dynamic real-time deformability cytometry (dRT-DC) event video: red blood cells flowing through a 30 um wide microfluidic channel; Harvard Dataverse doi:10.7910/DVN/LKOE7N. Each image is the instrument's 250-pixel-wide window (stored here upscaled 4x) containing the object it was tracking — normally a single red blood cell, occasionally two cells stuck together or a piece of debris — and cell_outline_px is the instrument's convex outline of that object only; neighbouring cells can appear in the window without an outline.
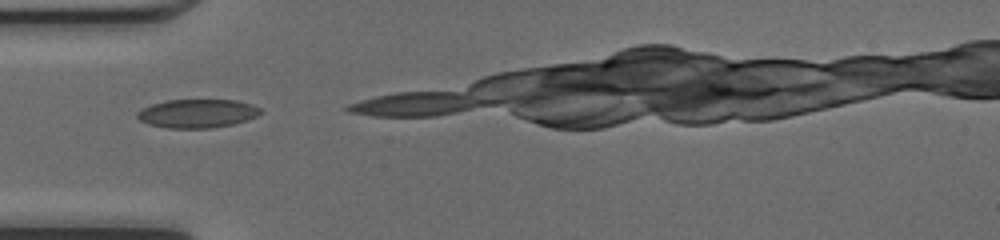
{"species": "common noctule bat (a hibernating species)", "species_latin": "Nyctalus noctula", "temperature_condition": "cold", "stored_images_in_passage": 3, "camera_frame_rate_fps": 3000, "um_per_image_px": 0.085, "animal": {"sex": "female", "body_mass_g": 17.0, "forearm_length_mm": 48.0}, "frame": {"image": 1, "passage_image": 1, "time_ms": 0.0, "image_size_px": [1000, 240], "cell_outline_px": [[264, 112], [256, 116], [232, 124], [212, 128], [168, 128], [148, 124], [140, 120], [136, 116], [136, 112], [152, 104], [168, 100], [236, 100], [252, 104], [260, 108]], "centroid_in_image_um": [16.77, 9.64], "position_along_channel_um": 68.2, "area_um2": 20.46}}